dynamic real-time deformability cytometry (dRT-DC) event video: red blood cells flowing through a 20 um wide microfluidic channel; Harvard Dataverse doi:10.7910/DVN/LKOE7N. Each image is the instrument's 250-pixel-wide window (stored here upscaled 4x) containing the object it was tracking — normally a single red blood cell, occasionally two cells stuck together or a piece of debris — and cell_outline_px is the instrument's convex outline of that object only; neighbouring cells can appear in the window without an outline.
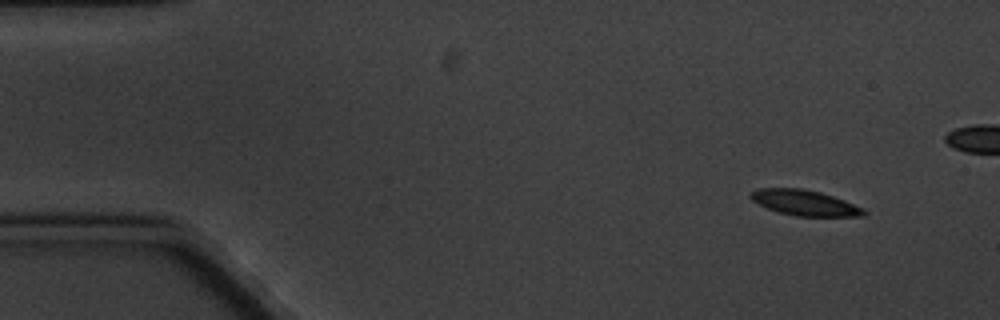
{"species": "common noctule bat (a hibernating species)", "species_latin": "Nyctalus noctula", "temperature_condition": "cold", "stored_images_in_passage": 9, "camera_frame_rate_fps": 3000, "um_per_image_px": 0.085, "animal": {"sex": "male", "body_mass_g": 20.1, "forearm_length_mm": 53.5}, "frame": {"image": 1, "passage_image": 1, "time_ms": 0.0, "image_size_px": [1000, 320], "cell_outline_px": [[868, 212], [864, 216], [796, 216], [780, 212], [768, 208], [752, 200], [748, 196], [756, 188], [800, 188], [820, 192], [844, 200], [864, 208]], "centroid_in_image_um": [68.42, 17.23], "position_along_channel_um": 16.6, "area_um2": 16.7}}